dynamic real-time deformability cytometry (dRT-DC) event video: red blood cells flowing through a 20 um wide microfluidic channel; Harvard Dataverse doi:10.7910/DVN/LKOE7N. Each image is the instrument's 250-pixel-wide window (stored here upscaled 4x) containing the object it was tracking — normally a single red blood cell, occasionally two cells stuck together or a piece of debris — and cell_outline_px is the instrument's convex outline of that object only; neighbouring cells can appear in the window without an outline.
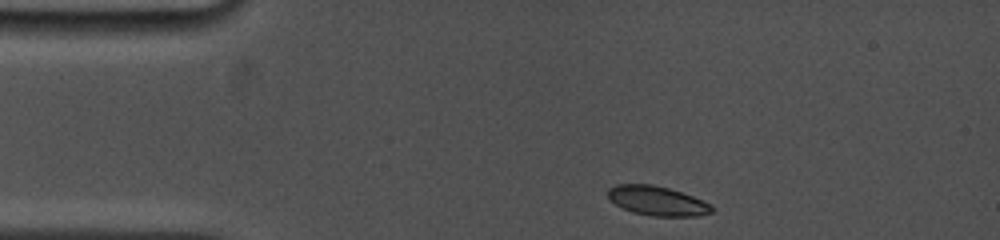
{"species": "common noctule bat (a hibernating species)", "species_latin": "Nyctalus noctula", "temperature_condition": "cold", "stored_images_in_passage": 3, "camera_frame_rate_fps": 5000, "um_per_image_px": 0.085, "animal": {"sex": "female", "body_mass_g": 19.0, "forearm_length_mm": 53.3}, "frame": {"image": 1, "passage_image": 1, "time_ms": 0.0, "image_size_px": [1000, 240], "cell_outline_px": [[716, 208], [712, 212], [700, 216], [652, 216], [632, 212], [616, 204], [608, 196], [608, 188], [616, 184], [652, 184], [668, 188], [692, 196], [712, 204]], "centroid_in_image_um": [55.9, 17.07], "position_along_channel_um": 29.1, "area_um2": 17.8}}